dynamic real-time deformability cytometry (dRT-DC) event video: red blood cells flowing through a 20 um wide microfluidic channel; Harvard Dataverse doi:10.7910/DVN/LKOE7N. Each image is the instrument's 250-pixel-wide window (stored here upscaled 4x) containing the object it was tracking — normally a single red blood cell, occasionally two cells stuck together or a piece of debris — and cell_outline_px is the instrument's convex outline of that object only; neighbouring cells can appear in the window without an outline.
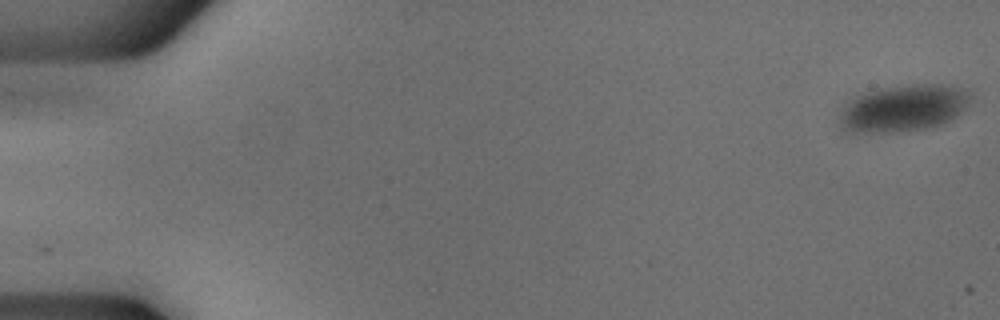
{"species": "common noctule bat (a hibernating species)", "species_latin": "Nyctalus noctula", "temperature_condition": "cold", "stored_images_in_passage": 53, "camera_frame_rate_fps": 3000, "um_per_image_px": 0.085, "animal": {"sex": "male", "body_mass_g": 18.8}, "frame": {"image": 1, "passage_image": 1, "time_ms": 0.0, "image_size_px": [1000, 320], "cell_outline_px": [[972, 96], [964, 108], [956, 116], [940, 124], [924, 128], [892, 132], [844, 132], [840, 124], [840, 112], [844, 104], [856, 96], [880, 88], [916, 84], [940, 84], [968, 88]], "centroid_in_image_um": [76.78, 9.18], "position_along_channel_um": 8.2, "area_um2": 35.6}}
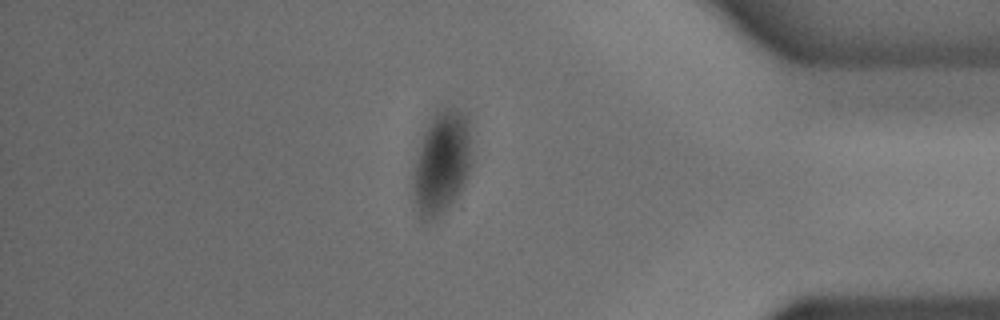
{"frame": {"image": 2, "passage_image": 46, "time_ms": 15.0, "image_size_px": [1000, 320], "cell_outline_px": [[468, 168], [464, 180], [456, 196], [444, 212], [432, 220], [420, 220], [412, 200], [412, 172], [420, 140], [424, 128], [428, 120], [436, 108], [444, 104], [460, 108], [468, 112]], "centroid_in_image_um": [37.44, 13.74], "position_along_channel_um": 397.8, "area_um2": 35.72}}
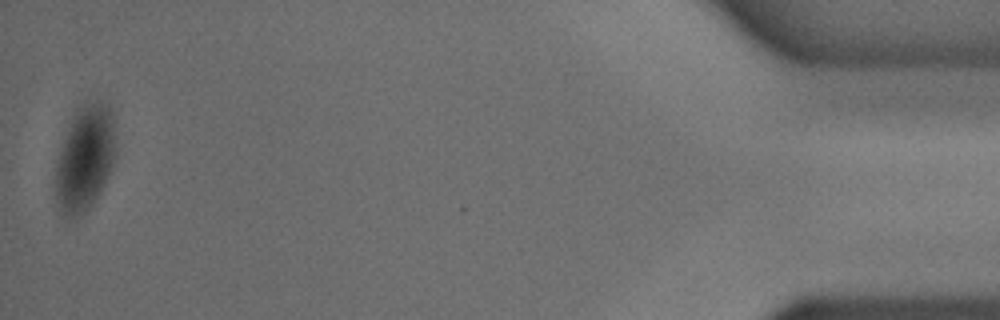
{"frame": {"image": 3, "passage_image": 53, "time_ms": 17.333, "image_size_px": [1000, 320], "cell_outline_px": [[116, 156], [100, 192], [88, 208], [80, 216], [68, 216], [60, 212], [56, 196], [56, 164], [72, 116], [76, 108], [80, 104], [100, 100], [108, 104], [112, 108], [116, 136]], "centroid_in_image_um": [7.26, 13.37], "position_along_channel_um": 427.9, "area_um2": 36.99}}